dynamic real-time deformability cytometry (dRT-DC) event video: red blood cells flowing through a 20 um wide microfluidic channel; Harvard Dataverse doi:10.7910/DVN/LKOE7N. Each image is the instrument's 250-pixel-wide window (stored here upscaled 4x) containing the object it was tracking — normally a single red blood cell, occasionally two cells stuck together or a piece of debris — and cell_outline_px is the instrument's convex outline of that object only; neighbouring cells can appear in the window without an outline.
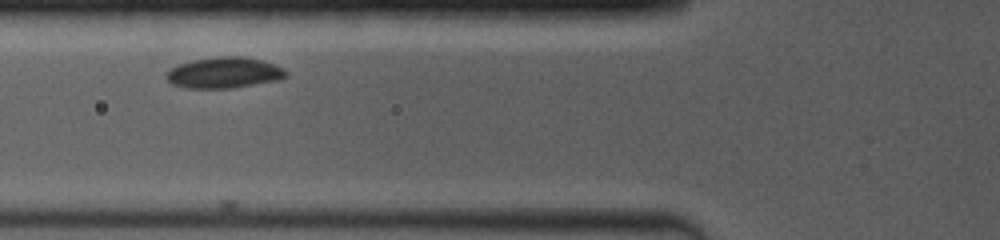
{"species": "common noctule bat (a hibernating species)", "species_latin": "Nyctalus noctula", "temperature_condition": "room temperature", "stored_images_in_passage": 9, "camera_frame_rate_fps": 4000, "um_per_image_px": 0.085, "animal": {"sex": "female", "body_mass_g": 19.0, "forearm_length_mm": 53.3}, "frame": {"image": 1, "passage_image": 5, "time_ms": 1.5, "image_size_px": [1000, 240], "cell_outline_px": [[288, 76], [280, 80], [232, 88], [184, 88], [172, 84], [164, 76], [168, 68], [192, 60], [220, 56], [240, 56], [264, 60], [284, 68], [288, 72]], "centroid_in_image_um": [19.06, 6.18], "position_along_channel_um": 106.7, "area_um2": 21.91}}